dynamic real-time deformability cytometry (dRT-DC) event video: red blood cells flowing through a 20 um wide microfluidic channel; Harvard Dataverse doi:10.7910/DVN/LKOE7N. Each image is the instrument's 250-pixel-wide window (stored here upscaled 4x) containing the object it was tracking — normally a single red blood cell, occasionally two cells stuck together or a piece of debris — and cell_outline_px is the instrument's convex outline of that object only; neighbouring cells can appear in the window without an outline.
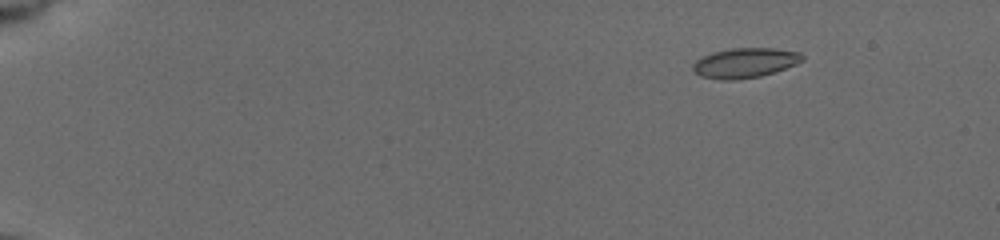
{"species": "common noctule bat (a hibernating species)", "species_latin": "Nyctalus noctula", "temperature_condition": "cold", "stored_images_in_passage": 50, "camera_frame_rate_fps": 3000, "um_per_image_px": 0.085, "animal": {"sex": "female", "body_mass_g": 19.5, "forearm_length_mm": 54.1}, "frame": {"image": 1, "passage_image": 1, "time_ms": 0.0, "image_size_px": [1000, 240], "cell_outline_px": [[804, 60], [796, 64], [760, 76], [732, 80], [724, 80], [700, 76], [692, 68], [692, 64], [696, 60], [712, 52], [732, 48], [772, 48], [800, 52], [804, 56]], "centroid_in_image_um": [63.31, 5.33], "position_along_channel_um": 21.7, "area_um2": 18.84}}
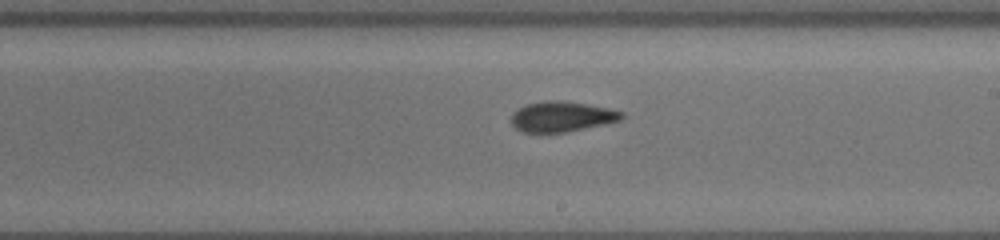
{"frame": {"image": 2, "passage_image": 29, "time_ms": 9.333, "image_size_px": [1000, 240], "cell_outline_px": [[624, 116], [620, 120], [604, 124], [564, 132], [524, 132], [516, 128], [512, 124], [512, 112], [528, 104], [548, 100], [560, 100], [608, 108], [624, 112]], "centroid_in_image_um": [47.75, 9.91], "position_along_channel_um": 241.2, "area_um2": 19.13}}
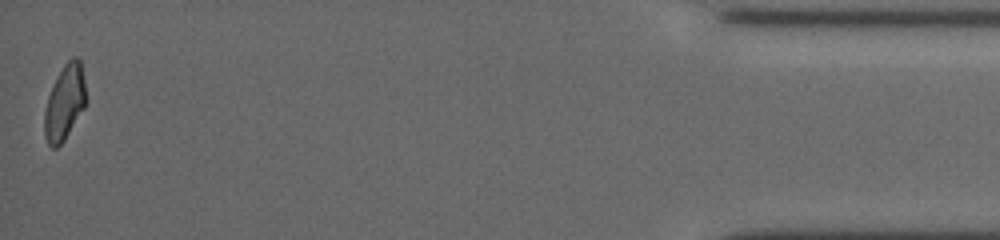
{"frame": {"image": 3, "passage_image": 50, "time_ms": 16.333, "image_size_px": [1000, 240], "cell_outline_px": [[84, 108], [64, 140], [56, 148], [52, 148], [48, 144], [44, 136], [44, 112], [48, 96], [64, 64], [72, 56], [76, 56], [80, 60], [84, 80]], "centroid_in_image_um": [5.47, 8.73], "position_along_channel_um": 429.7, "area_um2": 17.74}, "authors_computed_cell_mechanics": {"area_um2": 19.2474, "velocity_mm_per_s": 3.7574, "shape_relaxation_time_tau1_ms": null, "shape_relaxation_time_tau2_ms": 2.3579, "deformation_change_tau1": null, "deformation_change_tau2": 0.0711}}